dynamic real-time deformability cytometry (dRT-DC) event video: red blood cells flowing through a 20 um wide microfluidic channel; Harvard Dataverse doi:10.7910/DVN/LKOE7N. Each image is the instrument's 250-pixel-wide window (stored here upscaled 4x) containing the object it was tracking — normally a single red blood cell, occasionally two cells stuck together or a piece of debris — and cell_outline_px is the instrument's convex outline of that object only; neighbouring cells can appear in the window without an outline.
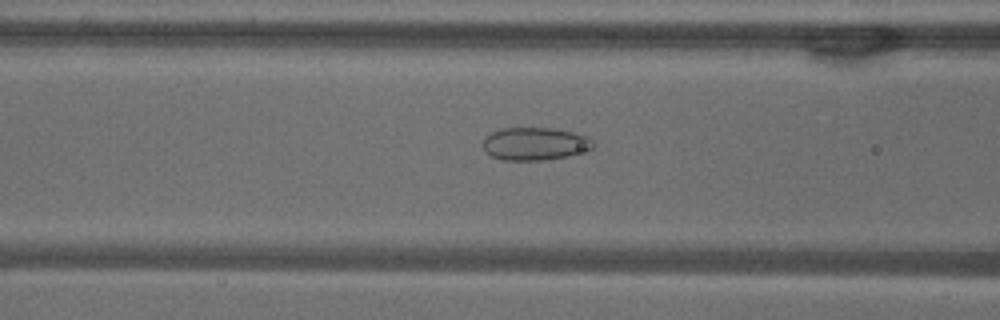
{"species": "common noctule bat (a hibernating species)", "species_latin": "Nyctalus noctula", "temperature_condition": "warm", "stored_images_in_passage": 53, "camera_frame_rate_fps": 3000, "um_per_image_px": 0.085, "animal": {"sex": "male", "body_mass_g": 18.8}, "frame": {"image": 1, "passage_image": 21, "time_ms": 6.667, "image_size_px": [1000, 320], "cell_outline_px": [[596, 144], [588, 152], [568, 156], [544, 160], [504, 160], [492, 156], [484, 148], [484, 140], [492, 132], [500, 128], [556, 128], [588, 136]], "centroid_in_image_um": [45.55, 12.22], "position_along_channel_um": 121.0, "area_um2": 21.15}}
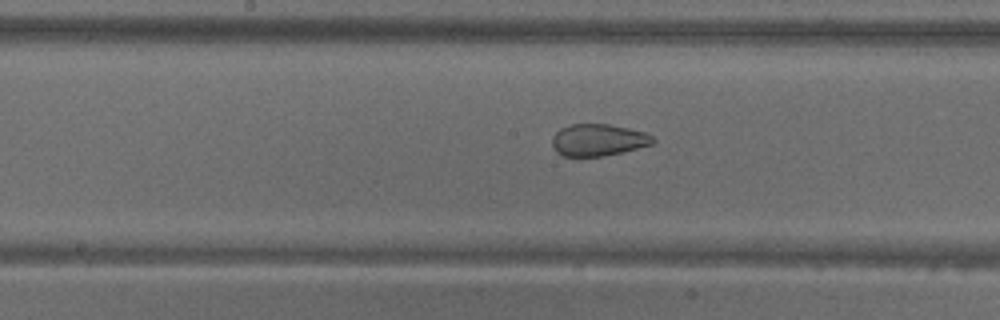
{"frame": {"image": 2, "passage_image": 27, "time_ms": 8.667, "image_size_px": [1000, 320], "cell_outline_px": [[656, 140], [652, 144], [620, 152], [600, 156], [564, 156], [556, 152], [552, 144], [552, 136], [560, 128], [572, 124], [608, 124], [628, 128], [644, 132], [652, 136]], "centroid_in_image_um": [50.82, 11.89], "position_along_channel_um": 197.4, "area_um2": 18.55}}
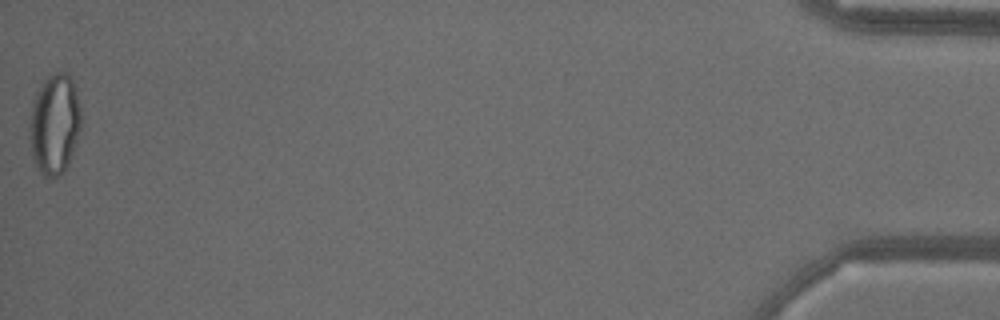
{"frame": {"image": 3, "passage_image": 53, "time_ms": 17.333, "image_size_px": [1000, 320], "cell_outline_px": [[80, 128], [68, 164], [64, 172], [48, 180], [40, 172], [32, 156], [28, 136], [28, 128], [32, 100], [36, 92], [44, 80], [48, 76], [56, 72], [68, 72], [72, 80], [76, 92], [80, 108]], "centroid_in_image_um": [4.6, 10.55], "position_along_channel_um": 430.6, "area_um2": 30.35}, "authors_computed_cell_mechanics": {"area_um2": 25.0852, "velocity_mm_per_s": 3.7973, "shape_relaxation_time_tau1_ms": null, "shape_relaxation_time_tau2_ms": 1.1908, "deformation_change_tau1": null, "deformation_change_tau2": 0.0702}}